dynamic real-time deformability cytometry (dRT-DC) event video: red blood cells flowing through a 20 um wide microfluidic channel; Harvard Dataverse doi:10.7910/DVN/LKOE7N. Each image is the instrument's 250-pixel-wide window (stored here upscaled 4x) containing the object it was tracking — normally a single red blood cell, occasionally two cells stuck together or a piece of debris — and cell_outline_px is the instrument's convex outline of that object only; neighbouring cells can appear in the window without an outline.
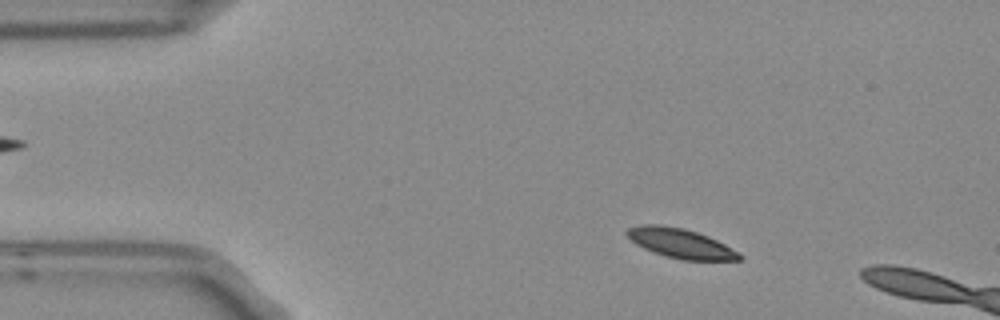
{"species": "Egyptian fruit bat (a non-hibernating species)", "species_latin": "Rousettus aegyptiacus", "temperature_condition": "room temperature", "stored_images_in_passage": 4, "camera_frame_rate_fps": 3000, "um_per_image_px": 0.085, "frame": {"image": 1, "passage_image": 1, "time_ms": 0.0, "image_size_px": [1000, 320], "cell_outline_px": [[744, 260], [680, 260], [664, 256], [652, 252], [636, 244], [624, 232], [628, 228], [640, 224], [660, 224], [684, 228], [708, 236], [740, 252], [744, 256]], "centroid_in_image_um": [57.86, 20.69], "position_along_channel_um": 27.1, "area_um2": 19.59}}
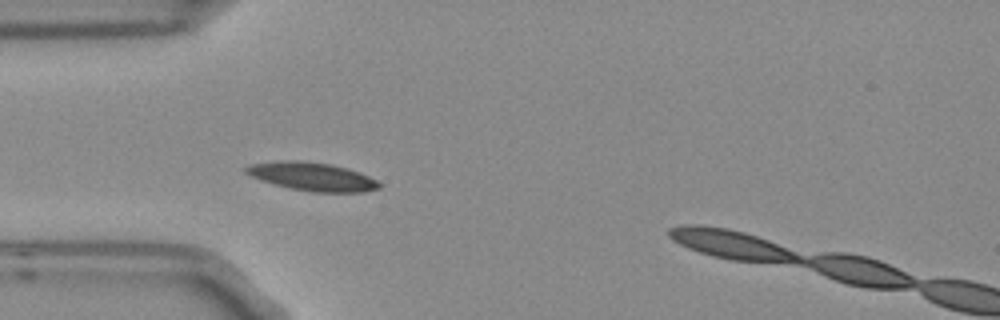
{"frame": {"image": 2, "passage_image": 3, "time_ms": 0.667, "image_size_px": [1000, 320], "cell_outline_px": [[380, 188], [364, 192], [312, 192], [272, 184], [260, 180], [244, 172], [244, 168], [252, 164], [288, 160], [296, 160], [328, 164], [348, 168], [368, 176], [376, 180], [380, 184]], "centroid_in_image_um": [26.54, 15.02], "position_along_channel_um": 58.5, "area_um2": 21.73}}